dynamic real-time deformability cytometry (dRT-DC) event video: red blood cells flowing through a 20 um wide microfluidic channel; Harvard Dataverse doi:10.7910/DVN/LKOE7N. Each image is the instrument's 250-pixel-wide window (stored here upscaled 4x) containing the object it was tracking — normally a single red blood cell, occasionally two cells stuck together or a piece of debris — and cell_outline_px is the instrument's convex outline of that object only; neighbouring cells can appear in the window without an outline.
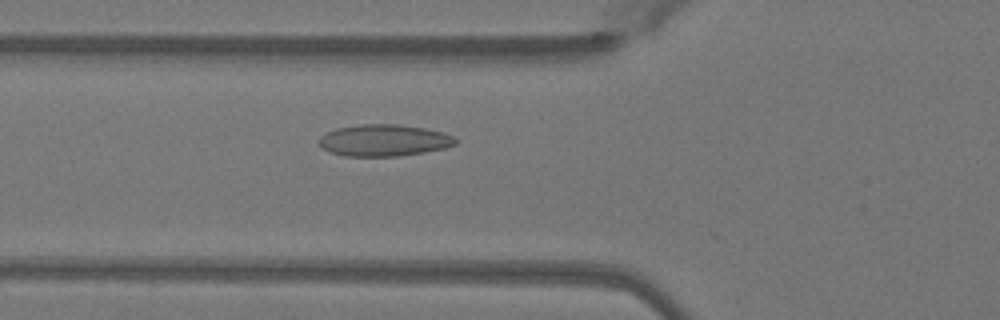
{"species": "Egyptian fruit bat (a non-hibernating species)", "species_latin": "Rousettus aegyptiacus", "temperature_condition": "warm", "stored_images_in_passage": 28, "camera_frame_rate_fps": 3000, "um_per_image_px": 0.085, "animal": {"sex": "female"}, "frame": {"image": 1, "passage_image": 12, "time_ms": 3.667, "image_size_px": [1000, 320], "cell_outline_px": [[456, 144], [444, 148], [424, 152], [400, 156], [344, 156], [328, 152], [320, 144], [320, 136], [336, 128], [360, 124], [396, 124], [424, 128], [440, 132], [452, 136], [456, 140]], "centroid_in_image_um": [32.61, 11.93], "position_along_channel_um": 93.2, "area_um2": 25.03}}
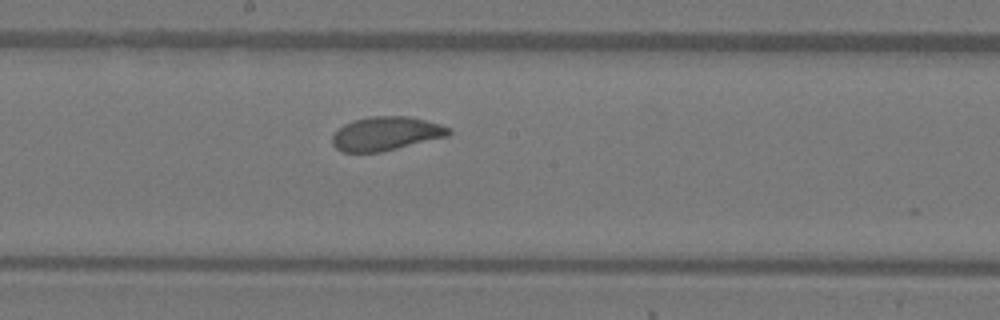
{"frame": {"image": 2, "passage_image": 21, "time_ms": 6.667, "image_size_px": [1000, 320], "cell_outline_px": [[452, 132], [448, 136], [380, 152], [344, 152], [336, 148], [332, 144], [332, 136], [344, 124], [352, 120], [372, 116], [408, 116], [440, 124], [448, 128]], "centroid_in_image_um": [32.79, 11.35], "position_along_channel_um": 215.4, "area_um2": 22.72}}
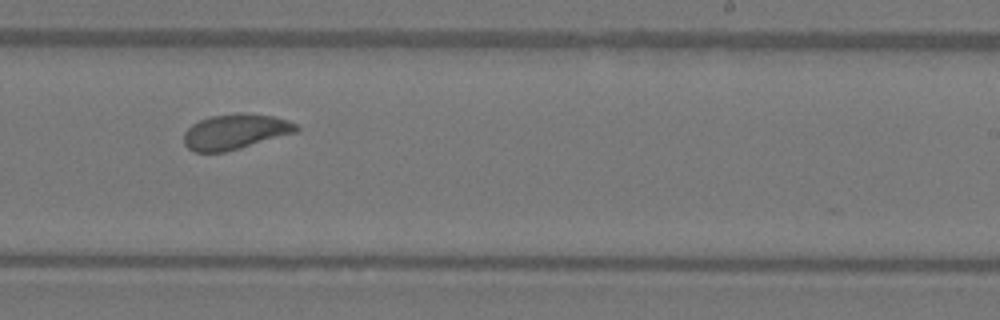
{"frame": {"image": 3, "passage_image": 25, "time_ms": 8.0, "image_size_px": [1000, 320], "cell_outline_px": [[300, 128], [296, 132], [228, 152], [196, 152], [188, 148], [184, 144], [184, 132], [192, 124], [208, 116], [236, 112], [244, 112], [272, 116], [288, 120], [296, 124]], "centroid_in_image_um": [19.99, 11.18], "position_along_channel_um": 269.0, "area_um2": 23.35}}